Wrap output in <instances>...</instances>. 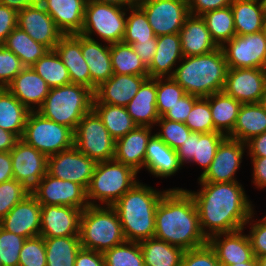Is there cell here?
<instances>
[{"label": "cell", "mask_w": 266, "mask_h": 266, "mask_svg": "<svg viewBox=\"0 0 266 266\" xmlns=\"http://www.w3.org/2000/svg\"><path fill=\"white\" fill-rule=\"evenodd\" d=\"M199 191L187 190L196 205L205 237L245 228L254 207L242 184L236 182H198Z\"/></svg>", "instance_id": "1"}, {"label": "cell", "mask_w": 266, "mask_h": 266, "mask_svg": "<svg viewBox=\"0 0 266 266\" xmlns=\"http://www.w3.org/2000/svg\"><path fill=\"white\" fill-rule=\"evenodd\" d=\"M154 237L184 250L207 244L195 202L187 189L170 188L163 194L155 212Z\"/></svg>", "instance_id": "2"}, {"label": "cell", "mask_w": 266, "mask_h": 266, "mask_svg": "<svg viewBox=\"0 0 266 266\" xmlns=\"http://www.w3.org/2000/svg\"><path fill=\"white\" fill-rule=\"evenodd\" d=\"M166 191H158L138 181L112 205L126 241L141 242L154 237L155 212Z\"/></svg>", "instance_id": "3"}, {"label": "cell", "mask_w": 266, "mask_h": 266, "mask_svg": "<svg viewBox=\"0 0 266 266\" xmlns=\"http://www.w3.org/2000/svg\"><path fill=\"white\" fill-rule=\"evenodd\" d=\"M175 68L172 78L187 94L208 97L223 91L228 67L221 47L204 55L183 57Z\"/></svg>", "instance_id": "4"}, {"label": "cell", "mask_w": 266, "mask_h": 266, "mask_svg": "<svg viewBox=\"0 0 266 266\" xmlns=\"http://www.w3.org/2000/svg\"><path fill=\"white\" fill-rule=\"evenodd\" d=\"M94 91L70 83L50 88L43 105L37 110L44 118L69 127L73 132L83 116L92 110Z\"/></svg>", "instance_id": "5"}, {"label": "cell", "mask_w": 266, "mask_h": 266, "mask_svg": "<svg viewBox=\"0 0 266 266\" xmlns=\"http://www.w3.org/2000/svg\"><path fill=\"white\" fill-rule=\"evenodd\" d=\"M79 240L84 249L104 253L126 241L112 206L89 205L81 214Z\"/></svg>", "instance_id": "6"}, {"label": "cell", "mask_w": 266, "mask_h": 266, "mask_svg": "<svg viewBox=\"0 0 266 266\" xmlns=\"http://www.w3.org/2000/svg\"><path fill=\"white\" fill-rule=\"evenodd\" d=\"M137 173L114 159L97 162L86 190L88 204L112 206L139 181Z\"/></svg>", "instance_id": "7"}, {"label": "cell", "mask_w": 266, "mask_h": 266, "mask_svg": "<svg viewBox=\"0 0 266 266\" xmlns=\"http://www.w3.org/2000/svg\"><path fill=\"white\" fill-rule=\"evenodd\" d=\"M127 11V8L87 0L80 34L91 39L97 34L107 44L122 42Z\"/></svg>", "instance_id": "8"}, {"label": "cell", "mask_w": 266, "mask_h": 266, "mask_svg": "<svg viewBox=\"0 0 266 266\" xmlns=\"http://www.w3.org/2000/svg\"><path fill=\"white\" fill-rule=\"evenodd\" d=\"M73 135L69 127L46 119L37 111H31L21 139L49 157L72 148Z\"/></svg>", "instance_id": "9"}, {"label": "cell", "mask_w": 266, "mask_h": 266, "mask_svg": "<svg viewBox=\"0 0 266 266\" xmlns=\"http://www.w3.org/2000/svg\"><path fill=\"white\" fill-rule=\"evenodd\" d=\"M73 136L74 147L96 163L114 158L115 140L93 109L80 120Z\"/></svg>", "instance_id": "10"}, {"label": "cell", "mask_w": 266, "mask_h": 266, "mask_svg": "<svg viewBox=\"0 0 266 266\" xmlns=\"http://www.w3.org/2000/svg\"><path fill=\"white\" fill-rule=\"evenodd\" d=\"M155 36L179 33L190 15L188 0H138Z\"/></svg>", "instance_id": "11"}, {"label": "cell", "mask_w": 266, "mask_h": 266, "mask_svg": "<svg viewBox=\"0 0 266 266\" xmlns=\"http://www.w3.org/2000/svg\"><path fill=\"white\" fill-rule=\"evenodd\" d=\"M221 48L228 68L266 69V35L263 31L235 35Z\"/></svg>", "instance_id": "12"}, {"label": "cell", "mask_w": 266, "mask_h": 266, "mask_svg": "<svg viewBox=\"0 0 266 266\" xmlns=\"http://www.w3.org/2000/svg\"><path fill=\"white\" fill-rule=\"evenodd\" d=\"M40 205H60L84 210L89 206L86 190L79 184L48 173L30 190Z\"/></svg>", "instance_id": "13"}, {"label": "cell", "mask_w": 266, "mask_h": 266, "mask_svg": "<svg viewBox=\"0 0 266 266\" xmlns=\"http://www.w3.org/2000/svg\"><path fill=\"white\" fill-rule=\"evenodd\" d=\"M96 162L81 153L74 146L51 155L47 159V173L61 180L81 185L87 190L93 176Z\"/></svg>", "instance_id": "14"}, {"label": "cell", "mask_w": 266, "mask_h": 266, "mask_svg": "<svg viewBox=\"0 0 266 266\" xmlns=\"http://www.w3.org/2000/svg\"><path fill=\"white\" fill-rule=\"evenodd\" d=\"M246 149V143L226 136L219 144L209 168L200 175L198 182H236L235 173L241 167Z\"/></svg>", "instance_id": "15"}, {"label": "cell", "mask_w": 266, "mask_h": 266, "mask_svg": "<svg viewBox=\"0 0 266 266\" xmlns=\"http://www.w3.org/2000/svg\"><path fill=\"white\" fill-rule=\"evenodd\" d=\"M266 89V69L228 68L223 92L241 104L259 103Z\"/></svg>", "instance_id": "16"}, {"label": "cell", "mask_w": 266, "mask_h": 266, "mask_svg": "<svg viewBox=\"0 0 266 266\" xmlns=\"http://www.w3.org/2000/svg\"><path fill=\"white\" fill-rule=\"evenodd\" d=\"M13 177L31 190L46 174L48 157L20 139L10 151Z\"/></svg>", "instance_id": "17"}, {"label": "cell", "mask_w": 266, "mask_h": 266, "mask_svg": "<svg viewBox=\"0 0 266 266\" xmlns=\"http://www.w3.org/2000/svg\"><path fill=\"white\" fill-rule=\"evenodd\" d=\"M17 26L34 41L54 50L64 35L41 4H35L18 12Z\"/></svg>", "instance_id": "18"}, {"label": "cell", "mask_w": 266, "mask_h": 266, "mask_svg": "<svg viewBox=\"0 0 266 266\" xmlns=\"http://www.w3.org/2000/svg\"><path fill=\"white\" fill-rule=\"evenodd\" d=\"M82 211L69 206L41 205L40 236L43 238L79 236Z\"/></svg>", "instance_id": "19"}, {"label": "cell", "mask_w": 266, "mask_h": 266, "mask_svg": "<svg viewBox=\"0 0 266 266\" xmlns=\"http://www.w3.org/2000/svg\"><path fill=\"white\" fill-rule=\"evenodd\" d=\"M41 205L29 193L0 221V226L24 238L40 236Z\"/></svg>", "instance_id": "20"}, {"label": "cell", "mask_w": 266, "mask_h": 266, "mask_svg": "<svg viewBox=\"0 0 266 266\" xmlns=\"http://www.w3.org/2000/svg\"><path fill=\"white\" fill-rule=\"evenodd\" d=\"M226 136L220 132L198 133L191 132L182 146L176 149L177 156L182 165L196 163L207 171L214 159L216 150Z\"/></svg>", "instance_id": "21"}, {"label": "cell", "mask_w": 266, "mask_h": 266, "mask_svg": "<svg viewBox=\"0 0 266 266\" xmlns=\"http://www.w3.org/2000/svg\"><path fill=\"white\" fill-rule=\"evenodd\" d=\"M243 231L244 228L208 239L207 243L215 251L220 266L251 261L255 257L249 237Z\"/></svg>", "instance_id": "22"}, {"label": "cell", "mask_w": 266, "mask_h": 266, "mask_svg": "<svg viewBox=\"0 0 266 266\" xmlns=\"http://www.w3.org/2000/svg\"><path fill=\"white\" fill-rule=\"evenodd\" d=\"M149 75L113 74L97 87L93 103L126 107Z\"/></svg>", "instance_id": "23"}, {"label": "cell", "mask_w": 266, "mask_h": 266, "mask_svg": "<svg viewBox=\"0 0 266 266\" xmlns=\"http://www.w3.org/2000/svg\"><path fill=\"white\" fill-rule=\"evenodd\" d=\"M6 88L30 111H37L50 91L43 78L30 66L24 67Z\"/></svg>", "instance_id": "24"}, {"label": "cell", "mask_w": 266, "mask_h": 266, "mask_svg": "<svg viewBox=\"0 0 266 266\" xmlns=\"http://www.w3.org/2000/svg\"><path fill=\"white\" fill-rule=\"evenodd\" d=\"M152 136V127L137 126L115 141L114 160L131 167L136 172L144 167L146 148Z\"/></svg>", "instance_id": "25"}, {"label": "cell", "mask_w": 266, "mask_h": 266, "mask_svg": "<svg viewBox=\"0 0 266 266\" xmlns=\"http://www.w3.org/2000/svg\"><path fill=\"white\" fill-rule=\"evenodd\" d=\"M54 50L68 69L71 83L91 89V75L81 53V34L63 35Z\"/></svg>", "instance_id": "26"}, {"label": "cell", "mask_w": 266, "mask_h": 266, "mask_svg": "<svg viewBox=\"0 0 266 266\" xmlns=\"http://www.w3.org/2000/svg\"><path fill=\"white\" fill-rule=\"evenodd\" d=\"M87 0H43L41 5L64 35L80 34Z\"/></svg>", "instance_id": "27"}, {"label": "cell", "mask_w": 266, "mask_h": 266, "mask_svg": "<svg viewBox=\"0 0 266 266\" xmlns=\"http://www.w3.org/2000/svg\"><path fill=\"white\" fill-rule=\"evenodd\" d=\"M81 53L91 75V90L95 92L97 87L113 75L110 44L103 45L94 38L81 34Z\"/></svg>", "instance_id": "28"}, {"label": "cell", "mask_w": 266, "mask_h": 266, "mask_svg": "<svg viewBox=\"0 0 266 266\" xmlns=\"http://www.w3.org/2000/svg\"><path fill=\"white\" fill-rule=\"evenodd\" d=\"M184 57L204 55L219 48L201 16L189 15L179 32Z\"/></svg>", "instance_id": "29"}, {"label": "cell", "mask_w": 266, "mask_h": 266, "mask_svg": "<svg viewBox=\"0 0 266 266\" xmlns=\"http://www.w3.org/2000/svg\"><path fill=\"white\" fill-rule=\"evenodd\" d=\"M183 57L179 33L157 36L155 55L148 67L149 78L172 77L174 67Z\"/></svg>", "instance_id": "30"}, {"label": "cell", "mask_w": 266, "mask_h": 266, "mask_svg": "<svg viewBox=\"0 0 266 266\" xmlns=\"http://www.w3.org/2000/svg\"><path fill=\"white\" fill-rule=\"evenodd\" d=\"M182 166L176 150L170 148L153 133L147 144L144 168L152 175L162 179L176 174Z\"/></svg>", "instance_id": "31"}, {"label": "cell", "mask_w": 266, "mask_h": 266, "mask_svg": "<svg viewBox=\"0 0 266 266\" xmlns=\"http://www.w3.org/2000/svg\"><path fill=\"white\" fill-rule=\"evenodd\" d=\"M157 78H147L126 109L137 126L156 125L160 116L156 108Z\"/></svg>", "instance_id": "32"}, {"label": "cell", "mask_w": 266, "mask_h": 266, "mask_svg": "<svg viewBox=\"0 0 266 266\" xmlns=\"http://www.w3.org/2000/svg\"><path fill=\"white\" fill-rule=\"evenodd\" d=\"M266 132V111L259 103L241 104L233 131L227 136L246 143Z\"/></svg>", "instance_id": "33"}, {"label": "cell", "mask_w": 266, "mask_h": 266, "mask_svg": "<svg viewBox=\"0 0 266 266\" xmlns=\"http://www.w3.org/2000/svg\"><path fill=\"white\" fill-rule=\"evenodd\" d=\"M230 6L236 35L263 31L264 11L261 0H233Z\"/></svg>", "instance_id": "34"}, {"label": "cell", "mask_w": 266, "mask_h": 266, "mask_svg": "<svg viewBox=\"0 0 266 266\" xmlns=\"http://www.w3.org/2000/svg\"><path fill=\"white\" fill-rule=\"evenodd\" d=\"M30 112L7 88H0V127L3 130L21 139Z\"/></svg>", "instance_id": "35"}, {"label": "cell", "mask_w": 266, "mask_h": 266, "mask_svg": "<svg viewBox=\"0 0 266 266\" xmlns=\"http://www.w3.org/2000/svg\"><path fill=\"white\" fill-rule=\"evenodd\" d=\"M205 98L209 101L214 132L228 136L235 126L241 103L223 91Z\"/></svg>", "instance_id": "36"}, {"label": "cell", "mask_w": 266, "mask_h": 266, "mask_svg": "<svg viewBox=\"0 0 266 266\" xmlns=\"http://www.w3.org/2000/svg\"><path fill=\"white\" fill-rule=\"evenodd\" d=\"M145 266H180L185 250L156 237L139 242Z\"/></svg>", "instance_id": "37"}, {"label": "cell", "mask_w": 266, "mask_h": 266, "mask_svg": "<svg viewBox=\"0 0 266 266\" xmlns=\"http://www.w3.org/2000/svg\"><path fill=\"white\" fill-rule=\"evenodd\" d=\"M3 45L20 58L25 67H31L50 50L45 45L34 41L18 26L7 36Z\"/></svg>", "instance_id": "38"}, {"label": "cell", "mask_w": 266, "mask_h": 266, "mask_svg": "<svg viewBox=\"0 0 266 266\" xmlns=\"http://www.w3.org/2000/svg\"><path fill=\"white\" fill-rule=\"evenodd\" d=\"M102 120L111 137L116 141L137 127L126 107L93 103L92 108Z\"/></svg>", "instance_id": "39"}, {"label": "cell", "mask_w": 266, "mask_h": 266, "mask_svg": "<svg viewBox=\"0 0 266 266\" xmlns=\"http://www.w3.org/2000/svg\"><path fill=\"white\" fill-rule=\"evenodd\" d=\"M46 266H74L77 253L82 248L79 236L44 238Z\"/></svg>", "instance_id": "40"}, {"label": "cell", "mask_w": 266, "mask_h": 266, "mask_svg": "<svg viewBox=\"0 0 266 266\" xmlns=\"http://www.w3.org/2000/svg\"><path fill=\"white\" fill-rule=\"evenodd\" d=\"M201 17L218 47H222L236 35L231 6L208 11Z\"/></svg>", "instance_id": "41"}, {"label": "cell", "mask_w": 266, "mask_h": 266, "mask_svg": "<svg viewBox=\"0 0 266 266\" xmlns=\"http://www.w3.org/2000/svg\"><path fill=\"white\" fill-rule=\"evenodd\" d=\"M110 57L113 74L149 75L148 68L130 44L123 42L110 44Z\"/></svg>", "instance_id": "42"}, {"label": "cell", "mask_w": 266, "mask_h": 266, "mask_svg": "<svg viewBox=\"0 0 266 266\" xmlns=\"http://www.w3.org/2000/svg\"><path fill=\"white\" fill-rule=\"evenodd\" d=\"M31 67L43 78L50 88L60 87L71 83L68 69L63 64L55 50H49Z\"/></svg>", "instance_id": "43"}, {"label": "cell", "mask_w": 266, "mask_h": 266, "mask_svg": "<svg viewBox=\"0 0 266 266\" xmlns=\"http://www.w3.org/2000/svg\"><path fill=\"white\" fill-rule=\"evenodd\" d=\"M128 11H130V14L127 15L125 35L122 42L132 44L135 41H148L153 38L155 34L144 10L136 4L129 7Z\"/></svg>", "instance_id": "44"}, {"label": "cell", "mask_w": 266, "mask_h": 266, "mask_svg": "<svg viewBox=\"0 0 266 266\" xmlns=\"http://www.w3.org/2000/svg\"><path fill=\"white\" fill-rule=\"evenodd\" d=\"M103 255L105 266H145L139 242L125 241Z\"/></svg>", "instance_id": "45"}, {"label": "cell", "mask_w": 266, "mask_h": 266, "mask_svg": "<svg viewBox=\"0 0 266 266\" xmlns=\"http://www.w3.org/2000/svg\"><path fill=\"white\" fill-rule=\"evenodd\" d=\"M186 94L172 77L157 78L156 108L159 116L162 117Z\"/></svg>", "instance_id": "46"}, {"label": "cell", "mask_w": 266, "mask_h": 266, "mask_svg": "<svg viewBox=\"0 0 266 266\" xmlns=\"http://www.w3.org/2000/svg\"><path fill=\"white\" fill-rule=\"evenodd\" d=\"M185 125L192 131L198 133H209L214 131L209 101L205 97H200L193 105Z\"/></svg>", "instance_id": "47"}, {"label": "cell", "mask_w": 266, "mask_h": 266, "mask_svg": "<svg viewBox=\"0 0 266 266\" xmlns=\"http://www.w3.org/2000/svg\"><path fill=\"white\" fill-rule=\"evenodd\" d=\"M156 126L161 128L159 132H156V135L173 150L182 146L192 132L185 123L171 121L163 117H160L156 122Z\"/></svg>", "instance_id": "48"}, {"label": "cell", "mask_w": 266, "mask_h": 266, "mask_svg": "<svg viewBox=\"0 0 266 266\" xmlns=\"http://www.w3.org/2000/svg\"><path fill=\"white\" fill-rule=\"evenodd\" d=\"M26 238L4 230L0 226V259L3 266H18L20 252Z\"/></svg>", "instance_id": "49"}, {"label": "cell", "mask_w": 266, "mask_h": 266, "mask_svg": "<svg viewBox=\"0 0 266 266\" xmlns=\"http://www.w3.org/2000/svg\"><path fill=\"white\" fill-rule=\"evenodd\" d=\"M29 193L30 190L15 179L0 183V221Z\"/></svg>", "instance_id": "50"}, {"label": "cell", "mask_w": 266, "mask_h": 266, "mask_svg": "<svg viewBox=\"0 0 266 266\" xmlns=\"http://www.w3.org/2000/svg\"><path fill=\"white\" fill-rule=\"evenodd\" d=\"M19 255L18 266H46L44 238L42 236L27 238Z\"/></svg>", "instance_id": "51"}, {"label": "cell", "mask_w": 266, "mask_h": 266, "mask_svg": "<svg viewBox=\"0 0 266 266\" xmlns=\"http://www.w3.org/2000/svg\"><path fill=\"white\" fill-rule=\"evenodd\" d=\"M24 67L20 58L0 44V88H6Z\"/></svg>", "instance_id": "52"}, {"label": "cell", "mask_w": 266, "mask_h": 266, "mask_svg": "<svg viewBox=\"0 0 266 266\" xmlns=\"http://www.w3.org/2000/svg\"><path fill=\"white\" fill-rule=\"evenodd\" d=\"M180 266H220L215 251L207 243L204 246L185 250Z\"/></svg>", "instance_id": "53"}, {"label": "cell", "mask_w": 266, "mask_h": 266, "mask_svg": "<svg viewBox=\"0 0 266 266\" xmlns=\"http://www.w3.org/2000/svg\"><path fill=\"white\" fill-rule=\"evenodd\" d=\"M254 214L255 213L253 212L246 222V225L252 224L250 227L251 230L247 235L249 237L254 256L260 257L266 255V219L262 218L258 221H254Z\"/></svg>", "instance_id": "54"}, {"label": "cell", "mask_w": 266, "mask_h": 266, "mask_svg": "<svg viewBox=\"0 0 266 266\" xmlns=\"http://www.w3.org/2000/svg\"><path fill=\"white\" fill-rule=\"evenodd\" d=\"M200 97L186 94L180 98L162 117L171 121L185 123L194 103Z\"/></svg>", "instance_id": "55"}, {"label": "cell", "mask_w": 266, "mask_h": 266, "mask_svg": "<svg viewBox=\"0 0 266 266\" xmlns=\"http://www.w3.org/2000/svg\"><path fill=\"white\" fill-rule=\"evenodd\" d=\"M18 12L0 3V44L17 27Z\"/></svg>", "instance_id": "56"}, {"label": "cell", "mask_w": 266, "mask_h": 266, "mask_svg": "<svg viewBox=\"0 0 266 266\" xmlns=\"http://www.w3.org/2000/svg\"><path fill=\"white\" fill-rule=\"evenodd\" d=\"M233 0H188L191 15L201 16L204 13L230 6Z\"/></svg>", "instance_id": "57"}, {"label": "cell", "mask_w": 266, "mask_h": 266, "mask_svg": "<svg viewBox=\"0 0 266 266\" xmlns=\"http://www.w3.org/2000/svg\"><path fill=\"white\" fill-rule=\"evenodd\" d=\"M143 64L148 68L153 60L157 45V36L148 41H135L130 44Z\"/></svg>", "instance_id": "58"}, {"label": "cell", "mask_w": 266, "mask_h": 266, "mask_svg": "<svg viewBox=\"0 0 266 266\" xmlns=\"http://www.w3.org/2000/svg\"><path fill=\"white\" fill-rule=\"evenodd\" d=\"M74 266H105L104 255L101 252L81 248Z\"/></svg>", "instance_id": "59"}, {"label": "cell", "mask_w": 266, "mask_h": 266, "mask_svg": "<svg viewBox=\"0 0 266 266\" xmlns=\"http://www.w3.org/2000/svg\"><path fill=\"white\" fill-rule=\"evenodd\" d=\"M253 165L254 185L259 189L266 188V157H250Z\"/></svg>", "instance_id": "60"}, {"label": "cell", "mask_w": 266, "mask_h": 266, "mask_svg": "<svg viewBox=\"0 0 266 266\" xmlns=\"http://www.w3.org/2000/svg\"><path fill=\"white\" fill-rule=\"evenodd\" d=\"M246 147L250 157H266V132L251 138Z\"/></svg>", "instance_id": "61"}, {"label": "cell", "mask_w": 266, "mask_h": 266, "mask_svg": "<svg viewBox=\"0 0 266 266\" xmlns=\"http://www.w3.org/2000/svg\"><path fill=\"white\" fill-rule=\"evenodd\" d=\"M14 179L10 152H0V183Z\"/></svg>", "instance_id": "62"}, {"label": "cell", "mask_w": 266, "mask_h": 266, "mask_svg": "<svg viewBox=\"0 0 266 266\" xmlns=\"http://www.w3.org/2000/svg\"><path fill=\"white\" fill-rule=\"evenodd\" d=\"M19 140L16 134L0 127V152H10Z\"/></svg>", "instance_id": "63"}, {"label": "cell", "mask_w": 266, "mask_h": 266, "mask_svg": "<svg viewBox=\"0 0 266 266\" xmlns=\"http://www.w3.org/2000/svg\"><path fill=\"white\" fill-rule=\"evenodd\" d=\"M0 3L17 12L35 5L31 0H0Z\"/></svg>", "instance_id": "64"}, {"label": "cell", "mask_w": 266, "mask_h": 266, "mask_svg": "<svg viewBox=\"0 0 266 266\" xmlns=\"http://www.w3.org/2000/svg\"><path fill=\"white\" fill-rule=\"evenodd\" d=\"M94 2H98V3H104V4H111V5H116L122 8H126L127 9L129 7L135 6L138 3V0H91Z\"/></svg>", "instance_id": "65"}, {"label": "cell", "mask_w": 266, "mask_h": 266, "mask_svg": "<svg viewBox=\"0 0 266 266\" xmlns=\"http://www.w3.org/2000/svg\"><path fill=\"white\" fill-rule=\"evenodd\" d=\"M229 266H258V263H257V258L254 257L251 261L242 262L238 264L236 263V264L229 265Z\"/></svg>", "instance_id": "66"}, {"label": "cell", "mask_w": 266, "mask_h": 266, "mask_svg": "<svg viewBox=\"0 0 266 266\" xmlns=\"http://www.w3.org/2000/svg\"><path fill=\"white\" fill-rule=\"evenodd\" d=\"M259 104L262 106V108L266 111V89L264 91V94L261 96V99L259 101Z\"/></svg>", "instance_id": "67"}, {"label": "cell", "mask_w": 266, "mask_h": 266, "mask_svg": "<svg viewBox=\"0 0 266 266\" xmlns=\"http://www.w3.org/2000/svg\"><path fill=\"white\" fill-rule=\"evenodd\" d=\"M256 258H257L258 266H266V255L265 256L256 257Z\"/></svg>", "instance_id": "68"}, {"label": "cell", "mask_w": 266, "mask_h": 266, "mask_svg": "<svg viewBox=\"0 0 266 266\" xmlns=\"http://www.w3.org/2000/svg\"><path fill=\"white\" fill-rule=\"evenodd\" d=\"M263 32L266 35V15H264V19H263Z\"/></svg>", "instance_id": "69"}, {"label": "cell", "mask_w": 266, "mask_h": 266, "mask_svg": "<svg viewBox=\"0 0 266 266\" xmlns=\"http://www.w3.org/2000/svg\"><path fill=\"white\" fill-rule=\"evenodd\" d=\"M261 2L263 6L264 15H266V0H261Z\"/></svg>", "instance_id": "70"}, {"label": "cell", "mask_w": 266, "mask_h": 266, "mask_svg": "<svg viewBox=\"0 0 266 266\" xmlns=\"http://www.w3.org/2000/svg\"><path fill=\"white\" fill-rule=\"evenodd\" d=\"M34 4H41L43 0H31Z\"/></svg>", "instance_id": "71"}]
</instances>
